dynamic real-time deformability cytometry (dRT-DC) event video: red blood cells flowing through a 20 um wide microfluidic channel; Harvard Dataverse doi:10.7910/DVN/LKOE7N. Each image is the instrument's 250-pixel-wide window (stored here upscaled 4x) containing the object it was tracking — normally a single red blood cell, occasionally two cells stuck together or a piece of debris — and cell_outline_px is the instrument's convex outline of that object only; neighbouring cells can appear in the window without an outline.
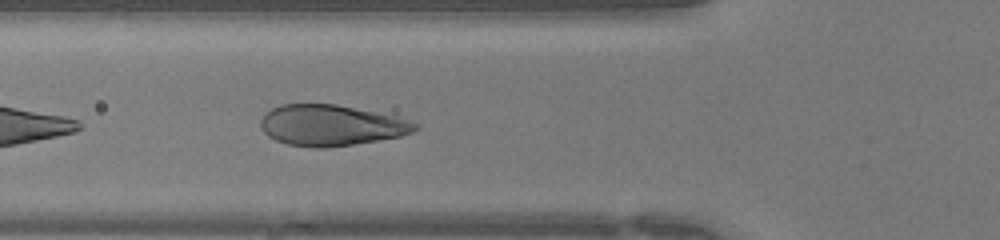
{"species": "human", "species_latin": "Homo sapiens", "temperature_condition": "warm", "stored_images_in_passage": 21, "camera_frame_rate_fps": 3000, "um_per_image_px": 0.085, "donor": {"sex": "female"}, "frame": {"image": 1, "passage_image": 15, "time_ms": 4.667, "image_size_px": [1000, 240], "cell_outline_px": [[420, 128], [412, 132], [400, 136], [328, 148], [316, 148], [288, 144], [276, 140], [268, 136], [260, 128], [260, 120], [264, 112], [280, 104], [336, 104], [396, 116], [420, 124]], "centroid_in_image_um": [28.12, 10.64], "position_along_channel_um": 97.7, "area_um2": 36.88}}
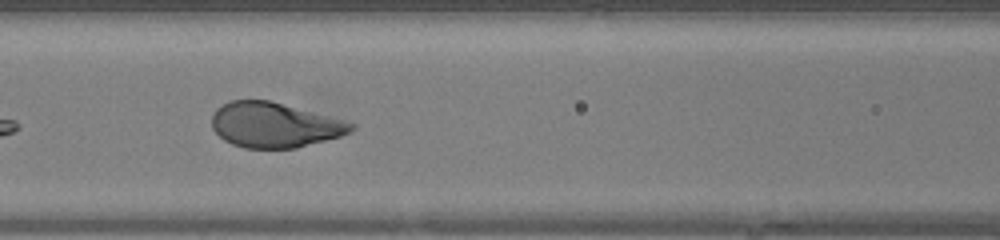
{"frame": {"image": 2, "passage_image": 18, "time_ms": 5.667, "image_size_px": [1000, 240], "cell_outline_px": [[356, 128], [340, 136], [296, 148], [244, 148], [232, 144], [224, 140], [212, 128], [212, 116], [216, 108], [228, 100], [268, 100], [344, 120], [356, 124]], "centroid_in_image_um": [23.3, 10.62], "position_along_channel_um": 143.3, "area_um2": 36.36}}